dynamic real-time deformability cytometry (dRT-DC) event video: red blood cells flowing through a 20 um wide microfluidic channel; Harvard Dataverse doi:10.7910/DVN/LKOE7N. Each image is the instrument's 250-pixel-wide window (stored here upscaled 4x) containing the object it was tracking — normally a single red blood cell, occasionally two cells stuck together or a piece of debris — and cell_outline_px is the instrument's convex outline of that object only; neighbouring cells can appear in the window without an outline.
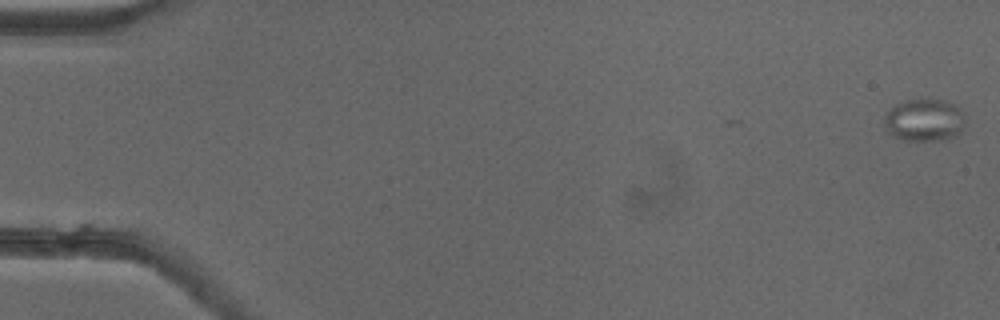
{"species": "common noctule bat (a hibernating species)", "species_latin": "Nyctalus noctula", "temperature_condition": "cold", "stored_images_in_passage": 12, "camera_frame_rate_fps": 3000, "um_per_image_px": 0.085, "animal": {"sex": "female"}, "frame": {"image": 1, "passage_image": 1, "time_ms": 0.0, "image_size_px": [1000, 320], "cell_outline_px": [[964, 124], [960, 132], [948, 140], [904, 140], [892, 136], [884, 132], [884, 116], [896, 104], [908, 100], [928, 96], [944, 100], [952, 104], [964, 112]], "centroid_in_image_um": [78.55, 10.19], "position_along_channel_um": 6.5, "area_um2": 20.58}}